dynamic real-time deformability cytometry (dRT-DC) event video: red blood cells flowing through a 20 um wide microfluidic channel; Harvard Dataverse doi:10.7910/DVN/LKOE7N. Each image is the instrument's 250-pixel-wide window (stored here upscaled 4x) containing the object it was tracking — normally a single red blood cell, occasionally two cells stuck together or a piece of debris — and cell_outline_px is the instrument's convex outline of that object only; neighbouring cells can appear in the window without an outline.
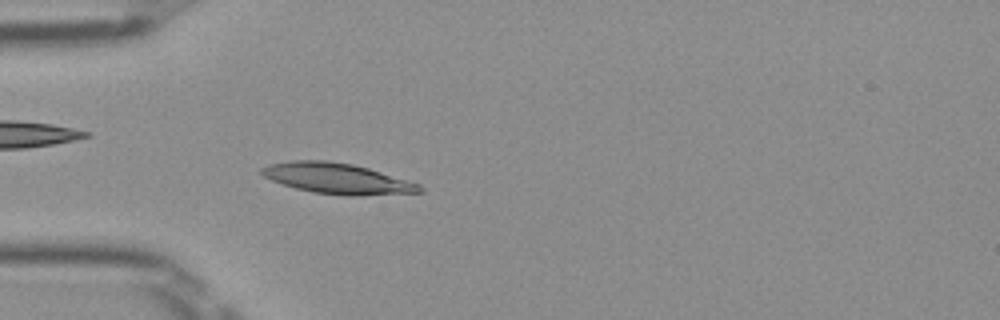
{"species": "Egyptian fruit bat (a non-hibernating species)", "species_latin": "Rousettus aegyptiacus", "temperature_condition": "room temperature", "stored_images_in_passage": 45, "camera_frame_rate_fps": 3000, "um_per_image_px": 0.085, "frame": {"image": 1, "passage_image": 9, "time_ms": 2.667, "image_size_px": [1000, 320], "cell_outline_px": [[424, 192], [360, 196], [348, 196], [312, 192], [296, 188], [272, 180], [264, 176], [260, 172], [260, 168], [268, 164], [292, 160], [324, 160], [352, 164], [368, 168], [420, 184], [424, 188]], "centroid_in_image_um": [28.68, 15.18], "position_along_channel_um": 56.3, "area_um2": 28.21}}
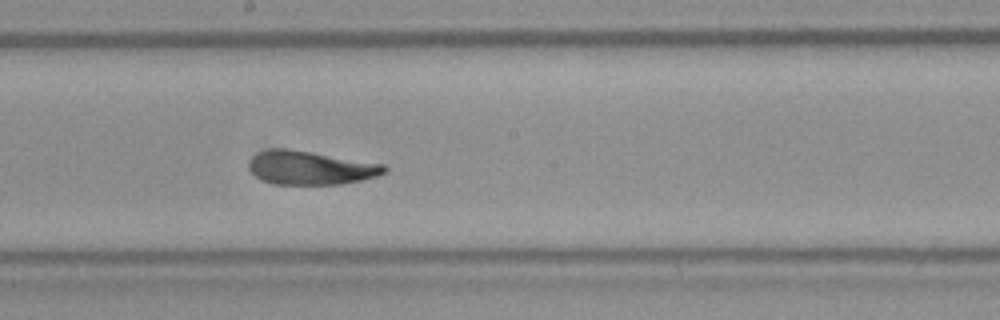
{"frame": {"image": 2, "passage_image": 22, "time_ms": 7.0, "image_size_px": [1000, 320], "cell_outline_px": [[388, 168], [384, 172], [376, 176], [360, 180], [340, 184], [276, 184], [264, 180], [256, 176], [248, 168], [248, 164], [252, 156], [260, 152], [272, 148], [284, 148], [312, 152], [384, 164]], "centroid_in_image_um": [26.38, 14.26], "position_along_channel_um": 221.8, "area_um2": 26.24}}
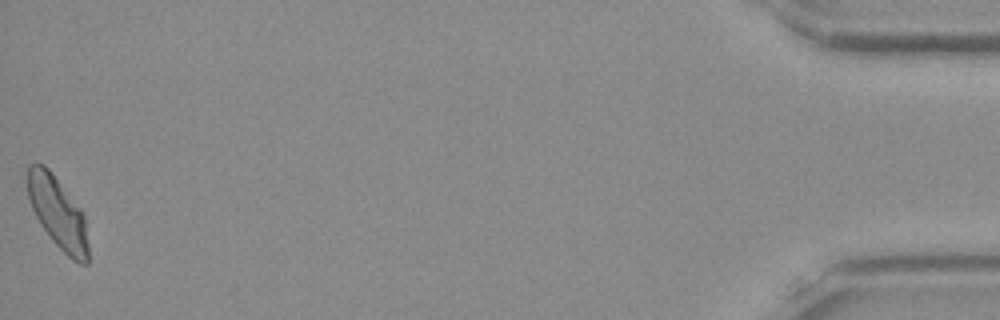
{"frame": {"image": 3, "passage_image": 45, "time_ms": 14.667, "image_size_px": [1000, 320], "cell_outline_px": [[88, 264], [80, 264], [72, 260], [52, 240], [40, 224], [32, 208], [28, 196], [24, 180], [24, 176], [28, 164], [44, 164], [52, 172], [80, 208], [84, 216], [88, 244]], "centroid_in_image_um": [4.87, 18.04], "position_along_channel_um": 430.3, "area_um2": 25.61}, "authors_computed_cell_mechanics": {"area_um2": 26.1256, "velocity_mm_per_s": 3.9581, "shape_relaxation_time_tau1_ms": 5.11, "shape_relaxation_time_tau2_ms": 1.3589, "deformation_change_tau1": 0.1592, "deformation_change_tau2": 0.0625}}